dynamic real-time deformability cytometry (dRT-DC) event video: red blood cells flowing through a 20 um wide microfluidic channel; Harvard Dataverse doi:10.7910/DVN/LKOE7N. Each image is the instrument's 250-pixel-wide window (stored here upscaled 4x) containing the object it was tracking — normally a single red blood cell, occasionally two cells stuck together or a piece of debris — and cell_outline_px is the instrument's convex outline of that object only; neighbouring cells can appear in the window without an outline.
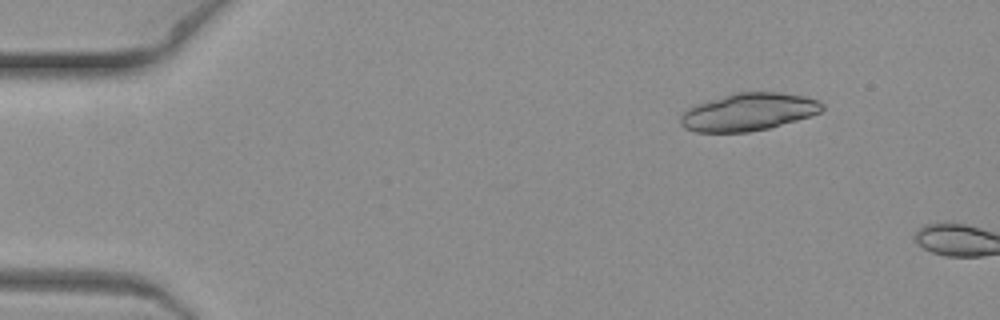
{"species": "common noctule bat (a hibernating species)", "species_latin": "Nyctalus noctula", "temperature_condition": "warm", "stored_images_in_passage": 4, "camera_frame_rate_fps": 3000, "um_per_image_px": 0.085, "animal": {"sex": "female", "body_mass_g": 19.3, "forearm_length_mm": 54.1}, "frame": {"image": 1, "passage_image": 3, "time_ms": 0.667, "image_size_px": [1000, 320], "cell_outline_px": [[824, 108], [820, 112], [812, 116], [768, 128], [748, 132], [696, 132], [684, 128], [680, 124], [680, 116], [684, 108], [696, 104], [736, 92], [780, 92], [804, 96], [820, 100], [824, 104]], "centroid_in_image_um": [63.61, 9.51], "position_along_channel_um": 21.4, "area_um2": 31.27}}